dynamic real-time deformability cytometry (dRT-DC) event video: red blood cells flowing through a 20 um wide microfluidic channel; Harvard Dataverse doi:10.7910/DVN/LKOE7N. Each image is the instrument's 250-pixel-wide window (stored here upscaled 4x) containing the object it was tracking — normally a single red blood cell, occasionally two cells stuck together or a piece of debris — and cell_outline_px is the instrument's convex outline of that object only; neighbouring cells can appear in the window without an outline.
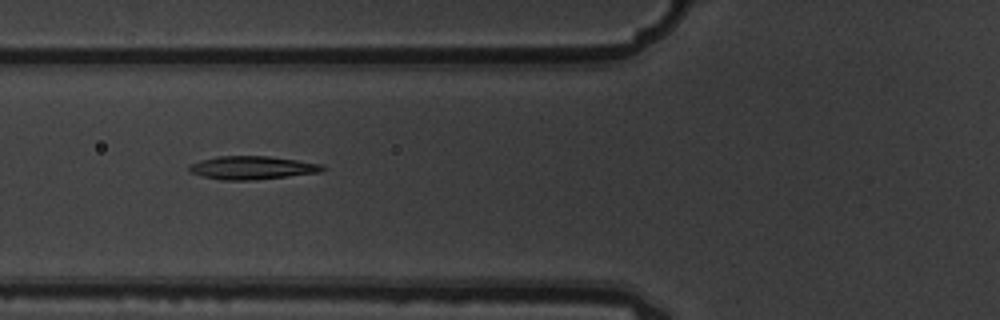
{"species": "common noctule bat (a hibernating species)", "species_latin": "Nyctalus noctula", "temperature_condition": "warm", "stored_images_in_passage": 10, "camera_frame_rate_fps": 3000, "um_per_image_px": 0.085, "animal": {"sex": "male", "body_mass_g": 19.5, "forearm_length_mm": 54.6}, "frame": {"image": 1, "passage_image": 6, "time_ms": 1.667, "image_size_px": [1000, 320], "cell_outline_px": [[324, 168], [320, 172], [252, 180], [224, 180], [204, 176], [192, 172], [188, 168], [188, 164], [200, 160], [216, 156], [268, 156], [324, 164]], "centroid_in_image_um": [21.41, 14.24], "position_along_channel_um": 104.4, "area_um2": 17.86}}
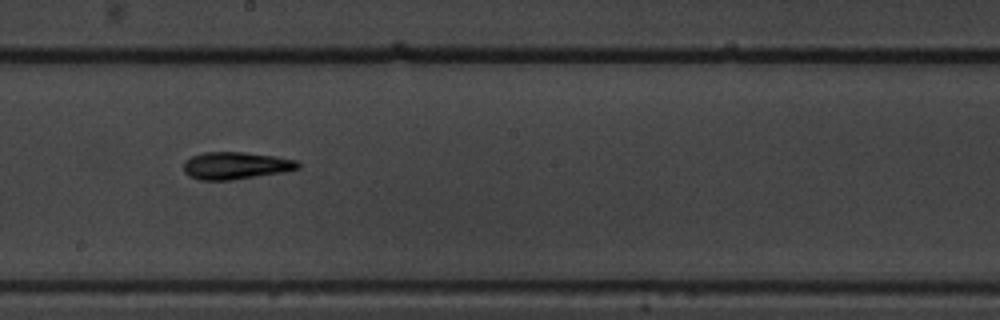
{"frame": {"image": 2, "passage_image": 9, "time_ms": 2.667, "image_size_px": [1000, 320], "cell_outline_px": [[300, 168], [284, 172], [228, 180], [200, 180], [188, 176], [184, 172], [184, 160], [192, 156], [204, 152], [244, 152], [276, 156], [296, 160], [300, 164]], "centroid_in_image_um": [20.02, 14.07], "position_along_channel_um": 228.2, "area_um2": 18.21}}
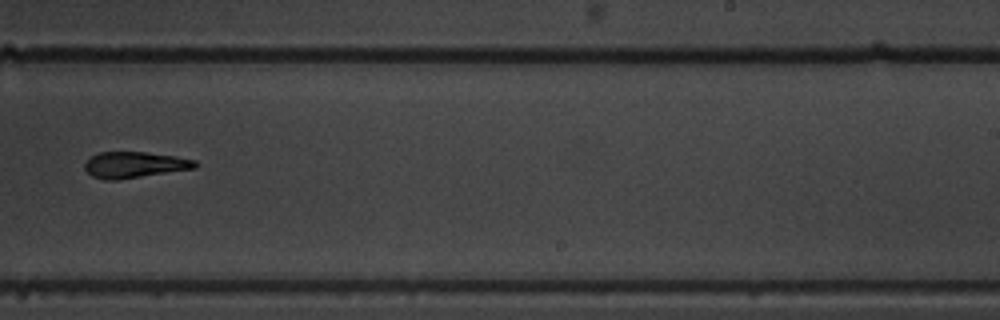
{"frame": {"image": 3, "passage_image": 10, "time_ms": 3.0, "image_size_px": [1000, 320], "cell_outline_px": [[200, 164], [196, 168], [120, 180], [104, 180], [92, 176], [84, 168], [84, 164], [92, 156], [100, 152], [144, 152], [176, 156], [196, 160]], "centroid_in_image_um": [11.47, 14.02], "position_along_channel_um": 277.5, "area_um2": 16.94}}